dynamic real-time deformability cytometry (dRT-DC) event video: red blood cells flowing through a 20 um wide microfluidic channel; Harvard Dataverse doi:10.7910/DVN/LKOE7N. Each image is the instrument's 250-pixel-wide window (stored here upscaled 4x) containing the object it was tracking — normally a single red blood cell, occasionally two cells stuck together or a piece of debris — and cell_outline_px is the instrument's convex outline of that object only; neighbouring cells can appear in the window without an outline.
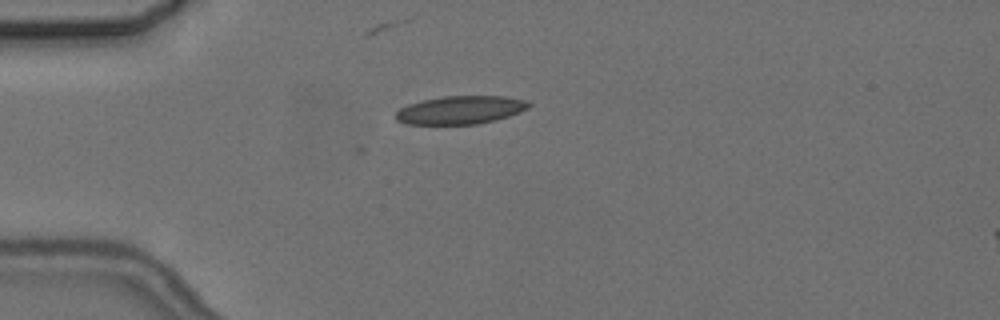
{"species": "common noctule bat (a hibernating species)", "species_latin": "Nyctalus noctula", "temperature_condition": "cold", "stored_images_in_passage": 3, "camera_frame_rate_fps": 3000, "um_per_image_px": 0.085, "animal": {"sex": "female", "body_mass_g": 24.6, "forearm_length_mm": 56.2}, "frame": {"image": 1, "passage_image": 3, "time_ms": 2.667, "image_size_px": [1000, 320], "cell_outline_px": [[532, 104], [528, 108], [520, 112], [496, 120], [476, 124], [404, 124], [396, 120], [396, 112], [400, 108], [408, 104], [424, 100], [444, 96], [508, 96], [524, 100]], "centroid_in_image_um": [39.14, 9.35], "position_along_channel_um": 45.9, "area_um2": 21.85}}